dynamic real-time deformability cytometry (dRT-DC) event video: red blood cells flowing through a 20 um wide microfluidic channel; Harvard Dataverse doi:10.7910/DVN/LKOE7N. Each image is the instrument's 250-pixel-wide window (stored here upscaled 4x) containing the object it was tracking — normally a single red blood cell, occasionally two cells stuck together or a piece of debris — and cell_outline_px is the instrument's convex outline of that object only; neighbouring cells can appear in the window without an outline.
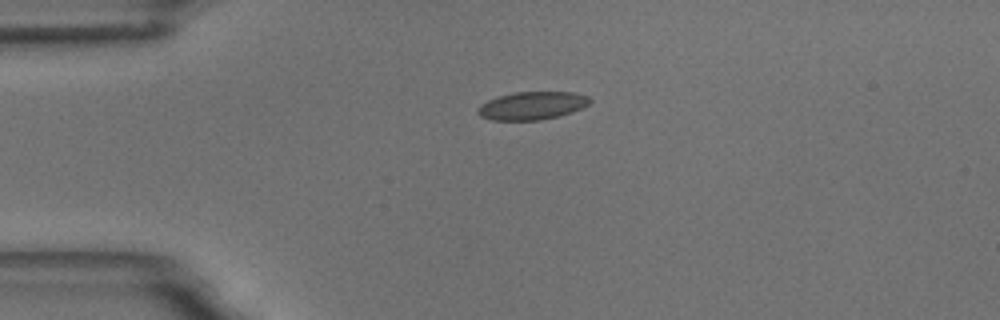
{"species": "common noctule bat (a hibernating species)", "species_latin": "Nyctalus noctula", "temperature_condition": "room temperature", "stored_images_in_passage": 45, "camera_frame_rate_fps": 3000, "um_per_image_px": 0.085, "animal": {"sex": "male", "body_mass_g": 18.8}, "frame": {"image": 1, "passage_image": 1, "time_ms": 0.0, "image_size_px": [1000, 320], "cell_outline_px": [[592, 100], [584, 108], [572, 112], [540, 120], [492, 120], [480, 116], [476, 112], [480, 104], [488, 100], [500, 96], [516, 92], [572, 92], [588, 96]], "centroid_in_image_um": [45.23, 8.98], "position_along_channel_um": 39.8, "area_um2": 18.21}}
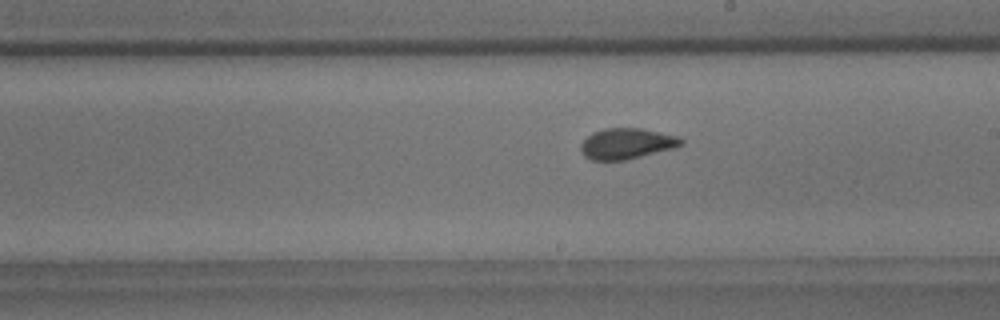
{"frame": {"image": 2, "passage_image": 20, "time_ms": 6.333, "image_size_px": [1000, 320], "cell_outline_px": [[684, 144], [676, 148], [624, 160], [592, 160], [584, 156], [580, 148], [580, 144], [592, 132], [604, 128], [640, 128], [680, 136], [684, 140]], "centroid_in_image_um": [53.3, 12.2], "position_along_channel_um": 235.7, "area_um2": 18.15}}
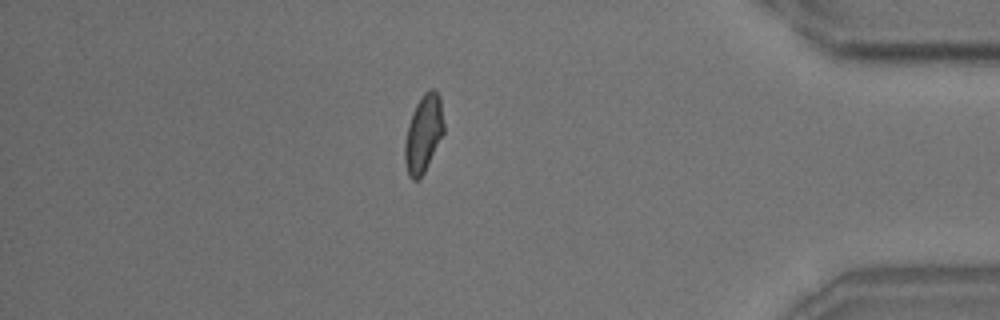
{"frame": {"image": 3, "passage_image": 37, "time_ms": 12.0, "image_size_px": [1000, 320], "cell_outline_px": [[444, 132], [420, 180], [412, 180], [408, 176], [404, 160], [404, 144], [408, 124], [412, 112], [416, 104], [424, 92], [428, 88], [436, 88], [440, 96], [444, 124]], "centroid_in_image_um": [35.99, 11.34], "position_along_channel_um": 399.2, "area_um2": 17.86}, "authors_computed_cell_mechanics": {"area_um2": 17.629, "velocity_mm_per_s": 3.5165, "shape_relaxation_time_tau1_ms": 6.3981, "shape_relaxation_time_tau2_ms": 1.0538, "deformation_change_tau1": 0.119, "deformation_change_tau2": 0.0543}}